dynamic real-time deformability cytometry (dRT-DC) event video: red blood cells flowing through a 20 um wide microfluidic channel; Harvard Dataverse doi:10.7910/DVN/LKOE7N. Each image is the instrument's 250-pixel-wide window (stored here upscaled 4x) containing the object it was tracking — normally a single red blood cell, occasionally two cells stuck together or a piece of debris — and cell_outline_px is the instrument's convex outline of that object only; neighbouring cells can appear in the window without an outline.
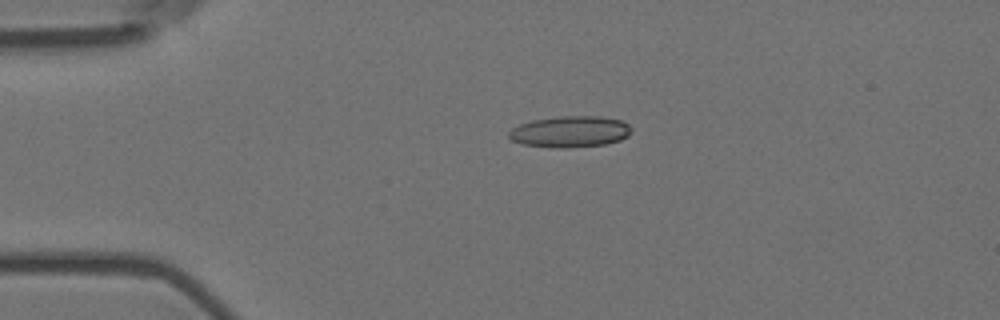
{"species": "Egyptian fruit bat (a non-hibernating species)", "species_latin": "Rousettus aegyptiacus", "temperature_condition": "room temperature", "stored_images_in_passage": 34, "camera_frame_rate_fps": 3000, "um_per_image_px": 0.085, "animal": {"sex": "female"}, "frame": {"image": 1, "passage_image": 1, "time_ms": 0.0, "image_size_px": [1000, 320], "cell_outline_px": [[632, 132], [628, 136], [620, 140], [604, 144], [568, 148], [552, 148], [524, 144], [512, 140], [508, 136], [508, 132], [512, 128], [520, 124], [532, 120], [560, 116], [600, 116], [620, 120], [628, 124], [632, 128]], "centroid_in_image_um": [48.47, 11.19], "position_along_channel_um": 36.5, "area_um2": 22.43}}
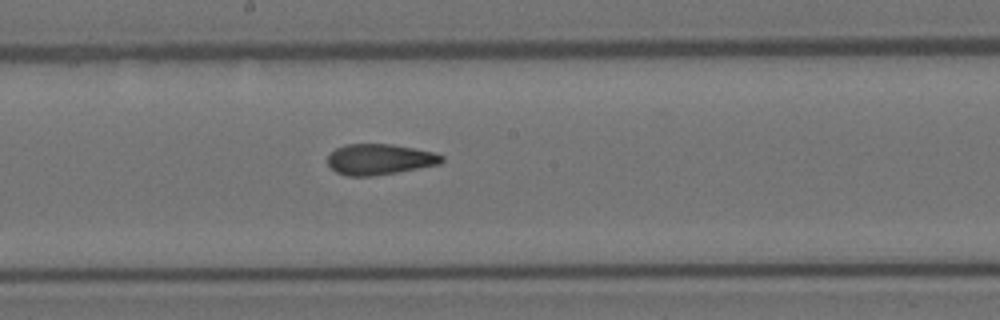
{"frame": {"image": 2, "passage_image": 19, "time_ms": 6.0, "image_size_px": [1000, 320], "cell_outline_px": [[444, 160], [440, 164], [396, 172], [372, 176], [348, 176], [336, 172], [328, 164], [328, 156], [336, 148], [344, 144], [392, 144], [432, 152], [444, 156]], "centroid_in_image_um": [32.25, 13.54], "position_along_channel_um": 215.9, "area_um2": 20.29}}
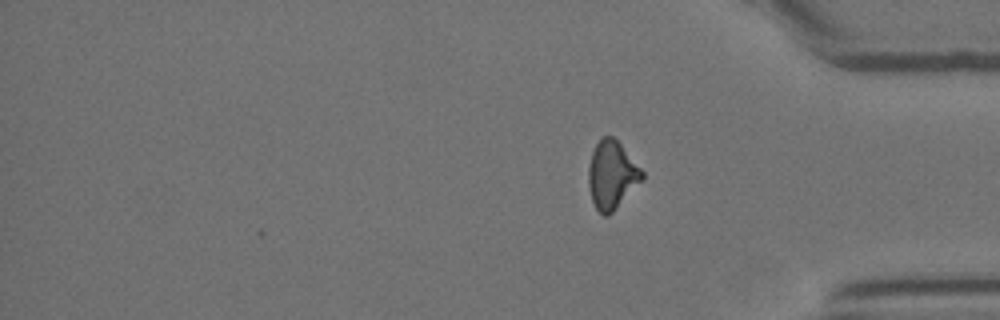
{"frame": {"image": 3, "passage_image": 34, "time_ms": 11.0, "image_size_px": [1000, 320], "cell_outline_px": [[644, 180], [608, 216], [604, 216], [596, 208], [592, 200], [588, 188], [588, 168], [592, 152], [596, 144], [604, 136], [612, 136], [620, 144], [644, 172]], "centroid_in_image_um": [52.01, 14.89], "position_along_channel_um": 383.2, "area_um2": 21.15}, "authors_computed_cell_mechanics": {"area_um2": 21.0392, "velocity_mm_per_s": 3.5844, "shape_relaxation_time_tau1_ms": null, "shape_relaxation_time_tau2_ms": 2.1881, "deformation_change_tau1": null, "deformation_change_tau2": 0.0917}}